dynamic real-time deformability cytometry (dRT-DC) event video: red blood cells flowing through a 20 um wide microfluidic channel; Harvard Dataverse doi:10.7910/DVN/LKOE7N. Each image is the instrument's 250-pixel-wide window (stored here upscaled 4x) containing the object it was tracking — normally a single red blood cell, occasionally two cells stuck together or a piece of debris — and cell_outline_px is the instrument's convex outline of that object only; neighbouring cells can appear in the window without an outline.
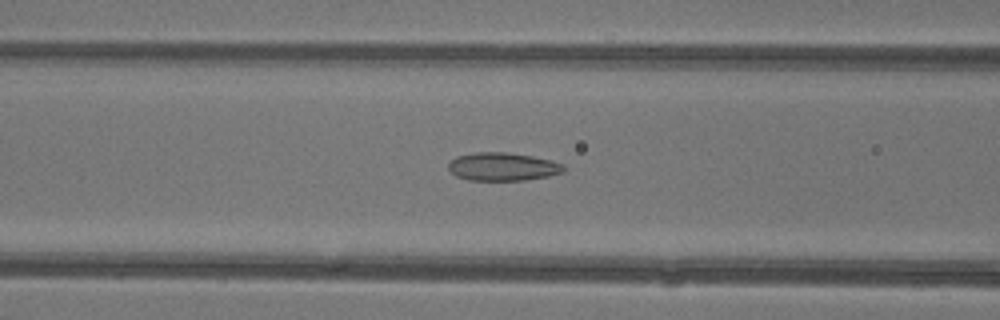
{"species": "common noctule bat (a hibernating species)", "species_latin": "Nyctalus noctula", "temperature_condition": "warm", "stored_images_in_passage": 46, "camera_frame_rate_fps": 3000, "um_per_image_px": 0.085, "animal": {"sex": "female"}, "frame": {"image": 1, "passage_image": 19, "time_ms": 6.0, "image_size_px": [1000, 320], "cell_outline_px": [[564, 172], [548, 176], [524, 180], [468, 180], [456, 176], [448, 168], [448, 164], [456, 156], [476, 152], [504, 152], [532, 156], [564, 164]], "centroid_in_image_um": [42.71, 14.17], "position_along_channel_um": 123.9, "area_um2": 18.79}}
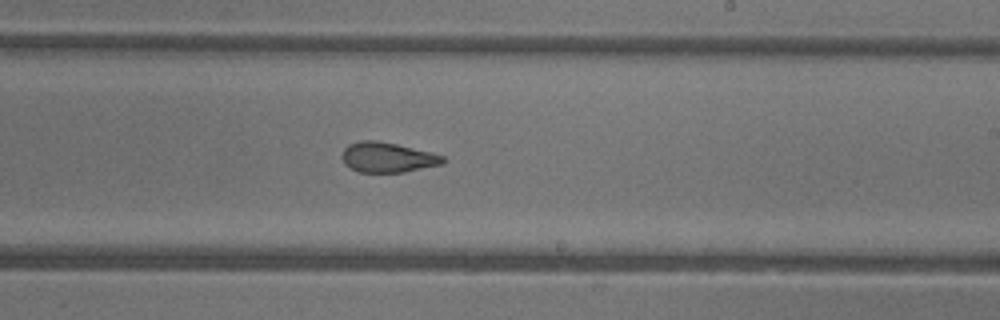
{"frame": {"image": 2, "passage_image": 28, "time_ms": 9.0, "image_size_px": [1000, 320], "cell_outline_px": [[448, 160], [444, 164], [404, 172], [360, 172], [344, 164], [340, 156], [344, 148], [348, 144], [360, 140], [376, 140], [396, 144], [432, 152], [444, 156]], "centroid_in_image_um": [32.96, 13.37], "position_along_channel_um": 256.0, "area_um2": 17.92}}
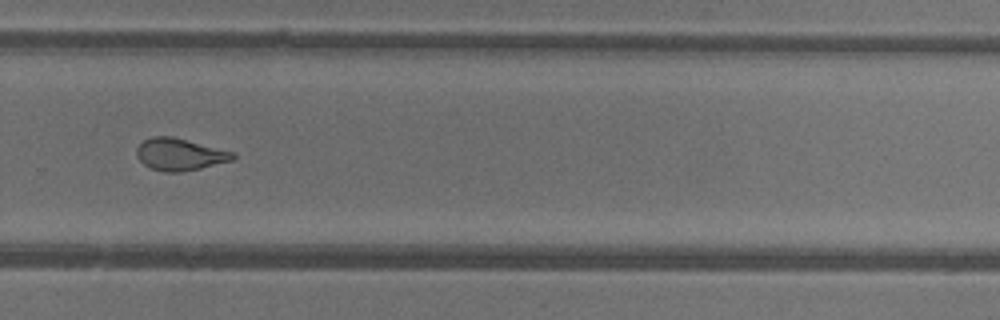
{"frame": {"image": 3, "passage_image": 32, "time_ms": 10.333, "image_size_px": [1000, 320], "cell_outline_px": [[236, 156], [232, 160], [200, 168], [180, 172], [164, 172], [152, 168], [144, 164], [136, 156], [136, 148], [144, 140], [152, 136], [172, 136], [236, 152]], "centroid_in_image_um": [15.28, 13.11], "position_along_channel_um": 314.5, "area_um2": 17.98}, "authors_computed_cell_mechanics": {"area_um2": 19.9699, "velocity_mm_per_s": 4.4084, "shape_relaxation_time_tau1_ms": null, "shape_relaxation_time_tau2_ms": 1.348, "deformation_change_tau1": null, "deformation_change_tau2": 0.0825}}